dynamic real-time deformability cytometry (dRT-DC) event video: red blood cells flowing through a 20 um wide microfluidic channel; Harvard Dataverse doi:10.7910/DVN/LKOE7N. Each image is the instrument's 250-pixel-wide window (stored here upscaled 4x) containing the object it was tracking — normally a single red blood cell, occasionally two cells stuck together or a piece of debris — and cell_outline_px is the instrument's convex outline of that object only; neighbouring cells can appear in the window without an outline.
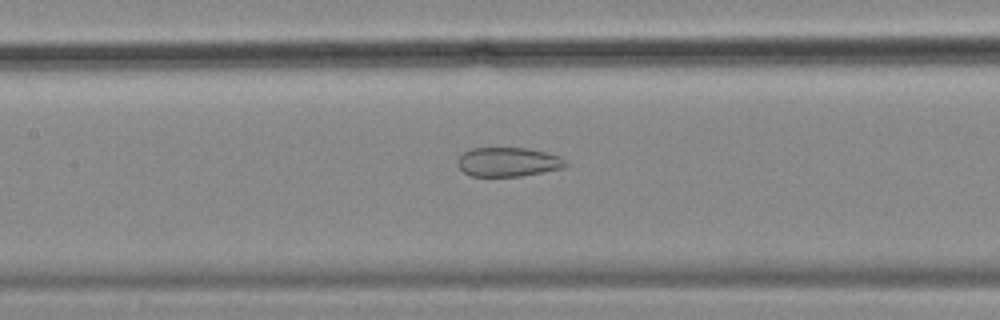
{"species": "common noctule bat (a hibernating species)", "species_latin": "Nyctalus noctula", "temperature_condition": "cold", "stored_images_in_passage": 45, "camera_frame_rate_fps": 3000, "um_per_image_px": 0.085, "animal": {"sex": "female", "body_mass_g": 18.4}, "frame": {"image": 1, "passage_image": 14, "time_ms": 4.333, "image_size_px": [1000, 320], "cell_outline_px": [[568, 164], [564, 168], [520, 176], [472, 176], [464, 172], [456, 164], [456, 160], [464, 152], [472, 148], [524, 148], [544, 152], [560, 156]], "centroid_in_image_um": [43.17, 13.77], "position_along_channel_um": 164.2, "area_um2": 18.26}}
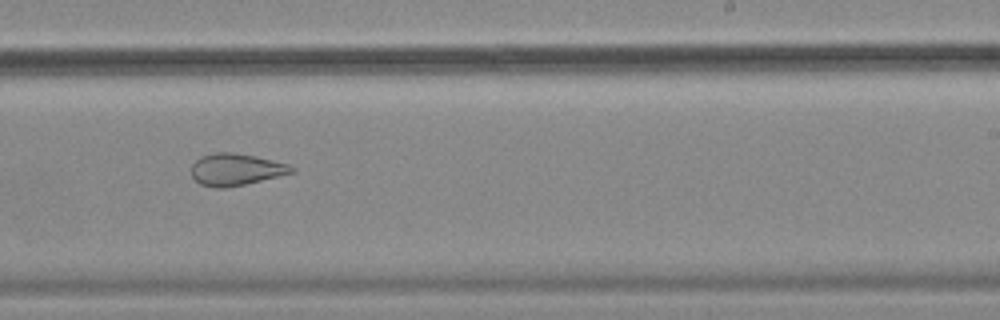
{"frame": {"image": 2, "passage_image": 23, "time_ms": 7.333, "image_size_px": [1000, 320], "cell_outline_px": [[296, 172], [244, 184], [224, 188], [212, 188], [200, 184], [192, 176], [192, 164], [200, 156], [216, 152], [232, 152], [256, 156], [288, 164], [296, 168]], "centroid_in_image_um": [20.05, 14.4], "position_along_channel_um": 268.9, "area_um2": 18.67}}
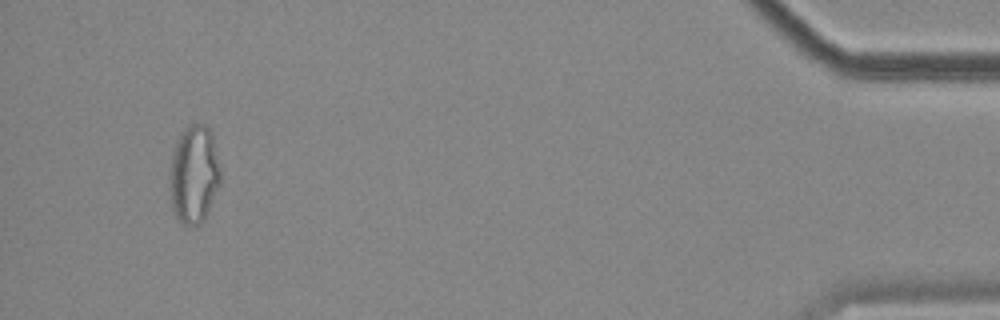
{"frame": {"image": 3, "passage_image": 42, "time_ms": 13.667, "image_size_px": [1000, 320], "cell_outline_px": [[220, 184], [204, 220], [200, 224], [184, 224], [176, 216], [172, 208], [168, 188], [168, 176], [172, 152], [180, 132], [188, 124], [204, 124], [212, 132], [220, 164]], "centroid_in_image_um": [16.47, 14.79], "position_along_channel_um": 418.7, "area_um2": 29.59}, "authors_computed_cell_mechanics": {"area_um2": 23.409, "velocity_mm_per_s": 3.5031, "shape_relaxation_time_tau1_ms": null, "shape_relaxation_time_tau2_ms": 2.3218, "deformation_change_tau1": null, "deformation_change_tau2": 0.0944}}